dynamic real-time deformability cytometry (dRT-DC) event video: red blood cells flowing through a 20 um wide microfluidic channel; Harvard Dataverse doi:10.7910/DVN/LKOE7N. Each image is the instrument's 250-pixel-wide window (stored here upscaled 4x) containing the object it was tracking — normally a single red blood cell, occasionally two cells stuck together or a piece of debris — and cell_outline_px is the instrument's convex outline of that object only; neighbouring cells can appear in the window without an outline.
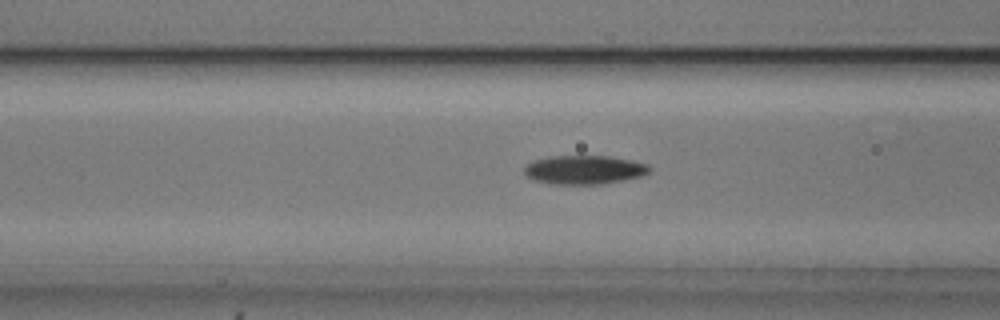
{"species": "common noctule bat (a hibernating species)", "species_latin": "Nyctalus noctula", "temperature_condition": "cold", "stored_images_in_passage": 41, "camera_frame_rate_fps": 3000, "um_per_image_px": 0.085, "animal": {"sex": "male", "body_mass_g": 20.5, "forearm_length_mm": 52.5}, "frame": {"image": 1, "passage_image": 8, "time_ms": 2.333, "image_size_px": [1000, 320], "cell_outline_px": [[652, 168], [648, 172], [640, 176], [600, 184], [548, 184], [536, 180], [528, 176], [524, 172], [524, 168], [532, 160], [548, 156], [608, 156], [632, 160], [648, 164]], "centroid_in_image_um": [49.64, 14.42], "position_along_channel_um": 117.0, "area_um2": 20.92}}
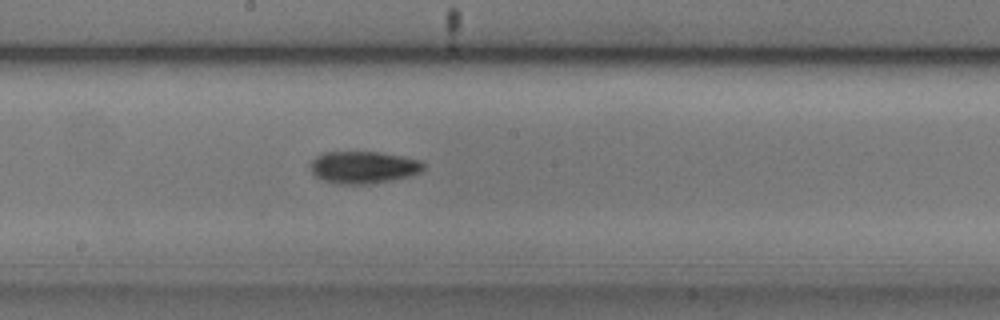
{"frame": {"image": 2, "passage_image": 16, "time_ms": 5.0, "image_size_px": [1000, 320], "cell_outline_px": [[424, 168], [420, 172], [412, 176], [372, 184], [332, 184], [316, 176], [312, 172], [312, 160], [316, 156], [324, 152], [380, 152], [404, 156], [420, 160], [424, 164]], "centroid_in_image_um": [30.92, 14.23], "position_along_channel_um": 217.3, "area_um2": 21.39}}
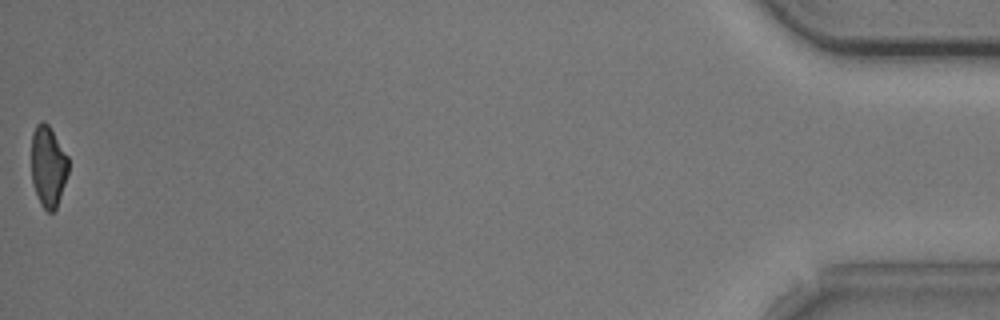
{"frame": {"image": 3, "passage_image": 41, "time_ms": 13.333, "image_size_px": [1000, 320], "cell_outline_px": [[68, 172], [56, 208], [52, 212], [48, 212], [40, 204], [32, 184], [32, 132], [36, 124], [40, 120], [44, 120], [48, 124], [68, 156]], "centroid_in_image_um": [4.08, 14.11], "position_along_channel_um": 431.1, "area_um2": 17.46}, "authors_computed_cell_mechanics": {"area_um2": 20.4034, "velocity_mm_per_s": 3.7549, "shape_relaxation_time_tau1_ms": 2.6649, "shape_relaxation_time_tau2_ms": 5.0905, "deformation_change_tau1": 0.1077, "deformation_change_tau2": 0.1135}}